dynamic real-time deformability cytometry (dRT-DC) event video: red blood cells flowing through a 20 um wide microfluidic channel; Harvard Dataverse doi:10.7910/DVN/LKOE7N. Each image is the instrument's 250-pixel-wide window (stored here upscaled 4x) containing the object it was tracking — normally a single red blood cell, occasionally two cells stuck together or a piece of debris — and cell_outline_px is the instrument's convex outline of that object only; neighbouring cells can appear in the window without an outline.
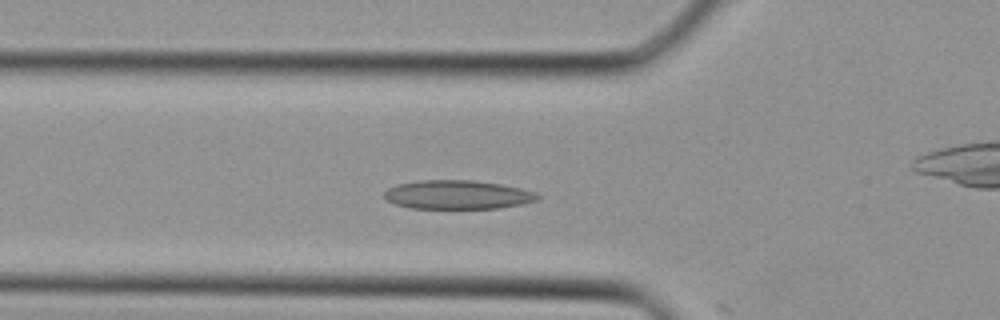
{"species": "Egyptian fruit bat (a non-hibernating species)", "species_latin": "Rousettus aegyptiacus", "temperature_condition": "cold", "stored_images_in_passage": 10, "camera_frame_rate_fps": 3000, "um_per_image_px": 0.085, "animal": {"sex": "female"}, "frame": {"image": 1, "passage_image": 9, "time_ms": 2.667, "image_size_px": [1000, 320], "cell_outline_px": [[540, 196], [536, 200], [520, 204], [496, 208], [412, 208], [396, 204], [384, 200], [384, 192], [388, 188], [396, 184], [416, 180], [472, 180], [500, 184], [520, 188], [536, 192]], "centroid_in_image_um": [38.83, 16.54], "position_along_channel_um": 87.0, "area_um2": 25.72}}